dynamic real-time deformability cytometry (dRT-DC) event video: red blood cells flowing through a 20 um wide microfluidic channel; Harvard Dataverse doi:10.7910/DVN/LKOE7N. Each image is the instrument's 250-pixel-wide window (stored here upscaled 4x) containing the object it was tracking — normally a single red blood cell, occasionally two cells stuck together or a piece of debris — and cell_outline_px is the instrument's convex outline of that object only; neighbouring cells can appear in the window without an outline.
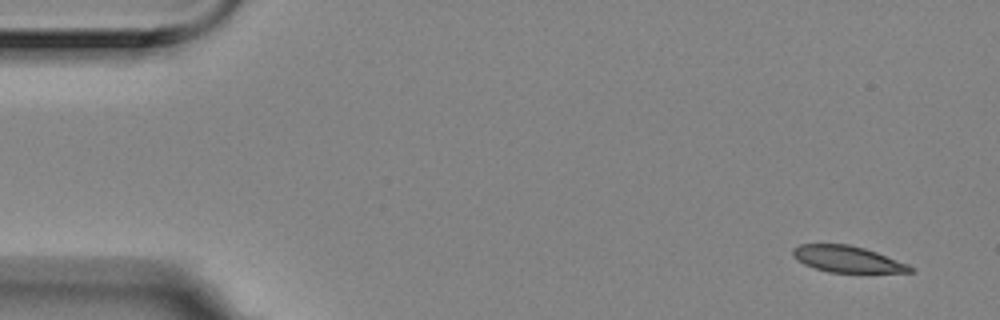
{"species": "Egyptian fruit bat (a non-hibernating species)", "species_latin": "Rousettus aegyptiacus", "temperature_condition": "room temperature", "stored_images_in_passage": 4, "camera_frame_rate_fps": 3000, "um_per_image_px": 0.085, "animal": {"sex": "female"}, "frame": {"image": 1, "passage_image": 1, "time_ms": 0.0, "image_size_px": [1000, 320], "cell_outline_px": [[916, 268], [912, 272], [828, 272], [804, 264], [796, 260], [792, 256], [792, 248], [800, 244], [848, 244], [864, 248], [876, 252], [908, 264]], "centroid_in_image_um": [71.99, 22.02], "position_along_channel_um": 13.0, "area_um2": 17.98}}